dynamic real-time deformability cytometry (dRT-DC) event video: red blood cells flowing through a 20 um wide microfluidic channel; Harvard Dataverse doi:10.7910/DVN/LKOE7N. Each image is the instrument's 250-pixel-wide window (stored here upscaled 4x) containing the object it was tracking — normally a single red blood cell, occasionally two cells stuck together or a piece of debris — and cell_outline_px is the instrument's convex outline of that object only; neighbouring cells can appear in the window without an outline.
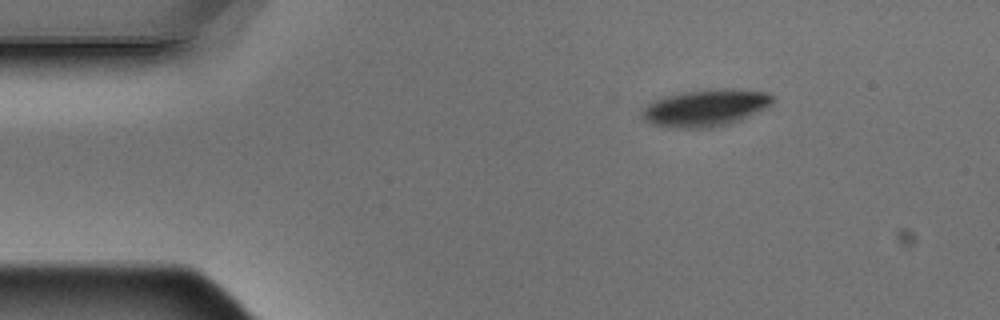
{"species": "Egyptian fruit bat (a non-hibernating species)", "species_latin": "Rousettus aegyptiacus", "temperature_condition": "warm", "stored_images_in_passage": 9, "camera_frame_rate_fps": 3000, "um_per_image_px": 0.085, "animal": {"sex": "male"}, "frame": {"image": 1, "passage_image": 1, "time_ms": 0.0, "image_size_px": [1000, 320], "cell_outline_px": [[776, 100], [772, 104], [740, 120], [728, 124], [712, 128], [668, 128], [644, 120], [644, 108], [648, 104], [656, 100], [668, 96], [684, 92], [724, 88], [728, 88], [768, 92]], "centroid_in_image_um": [60.03, 9.17], "position_along_channel_um": 25.0, "area_um2": 27.74}}
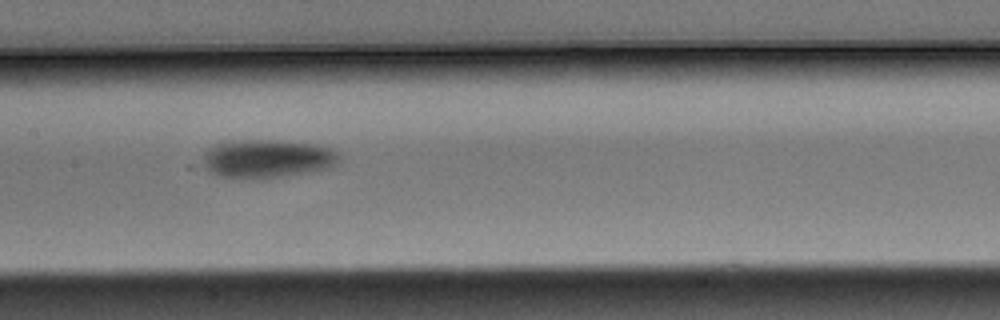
{"frame": {"image": 2, "passage_image": 6, "time_ms": 1.667, "image_size_px": [1000, 320], "cell_outline_px": [[340, 160], [336, 164], [328, 168], [280, 176], [244, 180], [216, 176], [208, 172], [204, 168], [204, 152], [208, 148], [220, 140], [276, 140], [316, 144], [332, 148], [336, 152]], "centroid_in_image_um": [22.61, 13.48], "position_along_channel_um": 184.8, "area_um2": 30.98}}
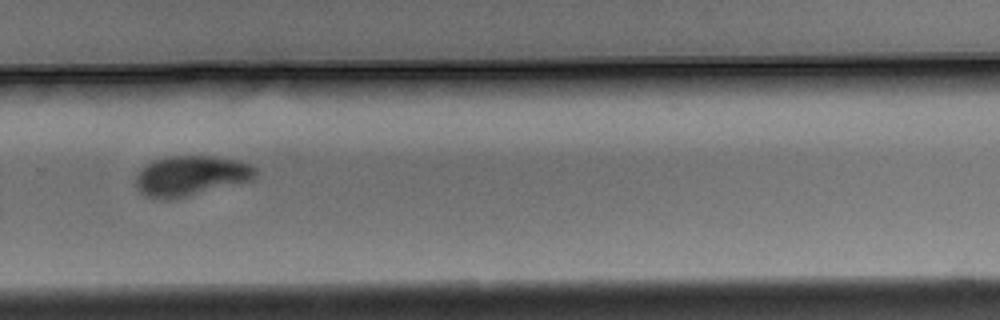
{"frame": {"image": 3, "passage_image": 9, "time_ms": 2.667, "image_size_px": [1000, 320], "cell_outline_px": [[256, 176], [252, 180], [176, 200], [156, 200], [144, 196], [140, 192], [136, 184], [136, 176], [140, 168], [144, 164], [152, 160], [164, 156], [212, 156], [240, 160], [256, 168]], "centroid_in_image_um": [16.17, 14.96], "position_along_channel_um": 313.6, "area_um2": 28.73}}